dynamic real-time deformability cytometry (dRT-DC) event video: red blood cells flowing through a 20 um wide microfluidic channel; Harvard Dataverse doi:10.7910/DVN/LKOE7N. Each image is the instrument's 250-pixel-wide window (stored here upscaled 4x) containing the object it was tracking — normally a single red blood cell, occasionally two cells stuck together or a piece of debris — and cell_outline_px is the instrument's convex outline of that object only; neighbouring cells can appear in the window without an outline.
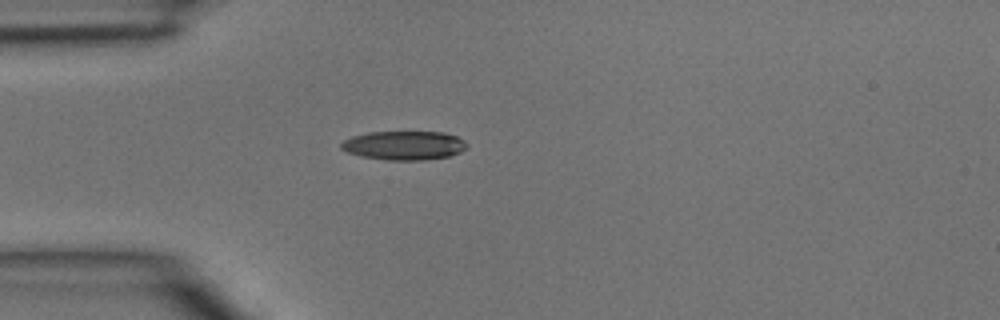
{"species": "common noctule bat (a hibernating species)", "species_latin": "Nyctalus noctula", "temperature_condition": "room temperature", "stored_images_in_passage": 1, "camera_frame_rate_fps": 3000, "um_per_image_px": 0.085, "animal": {"sex": "male", "body_mass_g": 15.6}, "frame": {"image": 1, "passage_image": 1, "time_ms": 0.0, "image_size_px": [1000, 320], "cell_outline_px": [[468, 144], [460, 152], [448, 156], [424, 160], [388, 160], [360, 156], [348, 152], [340, 148], [340, 144], [344, 140], [352, 136], [368, 132], [444, 132], [456, 136], [464, 140]], "centroid_in_image_um": [34.33, 12.36], "position_along_channel_um": 50.7, "area_um2": 21.15}}